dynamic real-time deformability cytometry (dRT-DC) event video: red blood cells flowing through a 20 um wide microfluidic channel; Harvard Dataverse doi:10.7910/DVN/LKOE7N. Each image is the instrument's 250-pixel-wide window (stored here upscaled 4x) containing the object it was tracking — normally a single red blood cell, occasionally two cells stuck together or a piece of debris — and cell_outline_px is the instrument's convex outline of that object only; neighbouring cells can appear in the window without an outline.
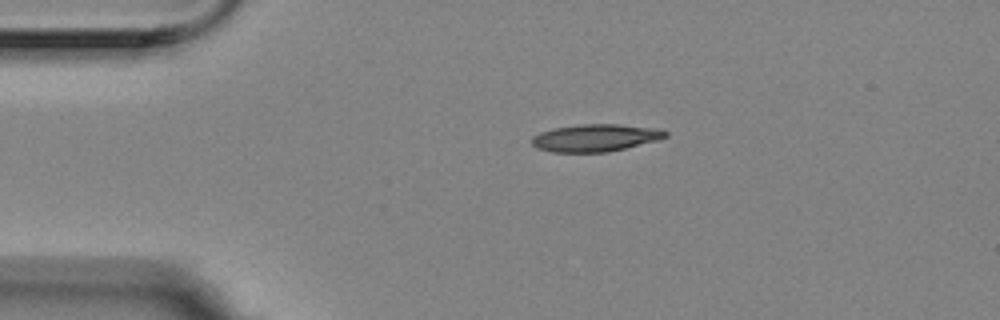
{"species": "Egyptian fruit bat (a non-hibernating species)", "species_latin": "Rousettus aegyptiacus", "temperature_condition": "room temperature", "stored_images_in_passage": 2, "camera_frame_rate_fps": 3000, "um_per_image_px": 0.085, "animal": {"sex": "female"}, "frame": {"image": 1, "passage_image": 1, "time_ms": 0.0, "image_size_px": [1000, 320], "cell_outline_px": [[668, 136], [660, 140], [608, 152], [552, 152], [536, 148], [532, 144], [532, 136], [540, 132], [552, 128], [580, 124], [616, 124], [656, 128], [668, 132]], "centroid_in_image_um": [50.61, 11.71], "position_along_channel_um": 34.4, "area_um2": 21.44}}